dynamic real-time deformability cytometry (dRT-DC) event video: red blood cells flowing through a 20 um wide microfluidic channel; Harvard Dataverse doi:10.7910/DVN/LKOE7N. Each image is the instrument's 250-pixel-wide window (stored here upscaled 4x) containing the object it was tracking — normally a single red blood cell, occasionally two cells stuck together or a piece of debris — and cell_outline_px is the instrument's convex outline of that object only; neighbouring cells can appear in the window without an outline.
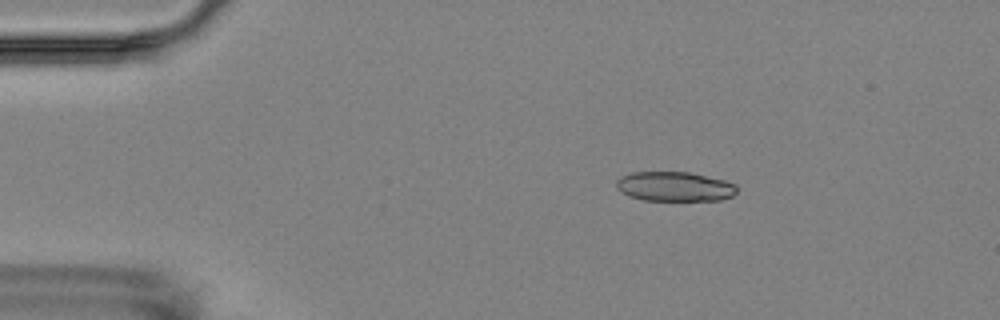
{"species": "Egyptian fruit bat (a non-hibernating species)", "species_latin": "Rousettus aegyptiacus", "temperature_condition": "room temperature", "stored_images_in_passage": 5, "camera_frame_rate_fps": 3000, "um_per_image_px": 0.085, "animal": {"sex": "female"}, "frame": {"image": 1, "passage_image": 3, "time_ms": 2.333, "image_size_px": [1000, 320], "cell_outline_px": [[736, 192], [732, 196], [720, 200], [644, 200], [628, 196], [616, 188], [616, 180], [620, 176], [632, 172], [688, 172], [724, 180], [736, 184]], "centroid_in_image_um": [57.31, 15.85], "position_along_channel_um": 27.7, "area_um2": 20.75}}